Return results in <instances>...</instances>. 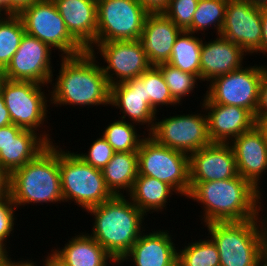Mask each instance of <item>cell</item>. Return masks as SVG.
I'll return each mask as SVG.
<instances>
[{
  "mask_svg": "<svg viewBox=\"0 0 267 266\" xmlns=\"http://www.w3.org/2000/svg\"><path fill=\"white\" fill-rule=\"evenodd\" d=\"M38 0H9V14H19L24 8Z\"/></svg>",
  "mask_w": 267,
  "mask_h": 266,
  "instance_id": "obj_41",
  "label": "cell"
},
{
  "mask_svg": "<svg viewBox=\"0 0 267 266\" xmlns=\"http://www.w3.org/2000/svg\"><path fill=\"white\" fill-rule=\"evenodd\" d=\"M25 27L18 14L0 16V67L6 69L20 46Z\"/></svg>",
  "mask_w": 267,
  "mask_h": 266,
  "instance_id": "obj_30",
  "label": "cell"
},
{
  "mask_svg": "<svg viewBox=\"0 0 267 266\" xmlns=\"http://www.w3.org/2000/svg\"><path fill=\"white\" fill-rule=\"evenodd\" d=\"M59 169L64 202L74 201L87 211L113 197L102 171L88 165L76 153L59 147Z\"/></svg>",
  "mask_w": 267,
  "mask_h": 266,
  "instance_id": "obj_6",
  "label": "cell"
},
{
  "mask_svg": "<svg viewBox=\"0 0 267 266\" xmlns=\"http://www.w3.org/2000/svg\"><path fill=\"white\" fill-rule=\"evenodd\" d=\"M10 197V174L0 166V202Z\"/></svg>",
  "mask_w": 267,
  "mask_h": 266,
  "instance_id": "obj_40",
  "label": "cell"
},
{
  "mask_svg": "<svg viewBox=\"0 0 267 266\" xmlns=\"http://www.w3.org/2000/svg\"><path fill=\"white\" fill-rule=\"evenodd\" d=\"M16 205L11 197L0 202V241L8 245L7 238H10L14 230Z\"/></svg>",
  "mask_w": 267,
  "mask_h": 266,
  "instance_id": "obj_37",
  "label": "cell"
},
{
  "mask_svg": "<svg viewBox=\"0 0 267 266\" xmlns=\"http://www.w3.org/2000/svg\"><path fill=\"white\" fill-rule=\"evenodd\" d=\"M0 266H8V261H6V262L0 264Z\"/></svg>",
  "mask_w": 267,
  "mask_h": 266,
  "instance_id": "obj_53",
  "label": "cell"
},
{
  "mask_svg": "<svg viewBox=\"0 0 267 266\" xmlns=\"http://www.w3.org/2000/svg\"><path fill=\"white\" fill-rule=\"evenodd\" d=\"M140 78L145 86V102H147L157 113V108L174 106L178 103L172 98L164 77L157 66H150ZM161 105V106H160ZM158 110V111H157Z\"/></svg>",
  "mask_w": 267,
  "mask_h": 266,
  "instance_id": "obj_33",
  "label": "cell"
},
{
  "mask_svg": "<svg viewBox=\"0 0 267 266\" xmlns=\"http://www.w3.org/2000/svg\"><path fill=\"white\" fill-rule=\"evenodd\" d=\"M12 124L9 111L5 105L3 96L0 93V127Z\"/></svg>",
  "mask_w": 267,
  "mask_h": 266,
  "instance_id": "obj_43",
  "label": "cell"
},
{
  "mask_svg": "<svg viewBox=\"0 0 267 266\" xmlns=\"http://www.w3.org/2000/svg\"><path fill=\"white\" fill-rule=\"evenodd\" d=\"M173 192L178 195L167 183L138 174L127 197L147 216L151 211L158 213L164 208L166 210V203L168 198L174 195Z\"/></svg>",
  "mask_w": 267,
  "mask_h": 266,
  "instance_id": "obj_26",
  "label": "cell"
},
{
  "mask_svg": "<svg viewBox=\"0 0 267 266\" xmlns=\"http://www.w3.org/2000/svg\"><path fill=\"white\" fill-rule=\"evenodd\" d=\"M149 14L163 13L171 0H137Z\"/></svg>",
  "mask_w": 267,
  "mask_h": 266,
  "instance_id": "obj_39",
  "label": "cell"
},
{
  "mask_svg": "<svg viewBox=\"0 0 267 266\" xmlns=\"http://www.w3.org/2000/svg\"><path fill=\"white\" fill-rule=\"evenodd\" d=\"M52 49L38 38L24 34L20 46L5 69V77L12 81H31L46 85L54 81Z\"/></svg>",
  "mask_w": 267,
  "mask_h": 266,
  "instance_id": "obj_14",
  "label": "cell"
},
{
  "mask_svg": "<svg viewBox=\"0 0 267 266\" xmlns=\"http://www.w3.org/2000/svg\"><path fill=\"white\" fill-rule=\"evenodd\" d=\"M157 67L160 69L164 77L172 98L179 105L182 104L181 102L183 101V97L189 96V94L193 92L194 88H198L196 87L198 86L197 83L199 81L197 76L183 72L168 63L159 64Z\"/></svg>",
  "mask_w": 267,
  "mask_h": 266,
  "instance_id": "obj_34",
  "label": "cell"
},
{
  "mask_svg": "<svg viewBox=\"0 0 267 266\" xmlns=\"http://www.w3.org/2000/svg\"><path fill=\"white\" fill-rule=\"evenodd\" d=\"M97 56L95 51L61 56L59 75L55 83H50L52 90H48L50 105L110 106L111 86Z\"/></svg>",
  "mask_w": 267,
  "mask_h": 266,
  "instance_id": "obj_2",
  "label": "cell"
},
{
  "mask_svg": "<svg viewBox=\"0 0 267 266\" xmlns=\"http://www.w3.org/2000/svg\"><path fill=\"white\" fill-rule=\"evenodd\" d=\"M263 229V236L265 239V242L267 243V215L265 217H259ZM263 218V219H262Z\"/></svg>",
  "mask_w": 267,
  "mask_h": 266,
  "instance_id": "obj_49",
  "label": "cell"
},
{
  "mask_svg": "<svg viewBox=\"0 0 267 266\" xmlns=\"http://www.w3.org/2000/svg\"><path fill=\"white\" fill-rule=\"evenodd\" d=\"M267 114V66L263 64L262 77L259 86L258 104L254 116Z\"/></svg>",
  "mask_w": 267,
  "mask_h": 266,
  "instance_id": "obj_38",
  "label": "cell"
},
{
  "mask_svg": "<svg viewBox=\"0 0 267 266\" xmlns=\"http://www.w3.org/2000/svg\"><path fill=\"white\" fill-rule=\"evenodd\" d=\"M6 245L0 241V264L8 261L11 257L8 255L9 251L6 249Z\"/></svg>",
  "mask_w": 267,
  "mask_h": 266,
  "instance_id": "obj_47",
  "label": "cell"
},
{
  "mask_svg": "<svg viewBox=\"0 0 267 266\" xmlns=\"http://www.w3.org/2000/svg\"><path fill=\"white\" fill-rule=\"evenodd\" d=\"M18 15L26 34L61 52L58 56H74L86 51L71 36L53 0H38Z\"/></svg>",
  "mask_w": 267,
  "mask_h": 266,
  "instance_id": "obj_8",
  "label": "cell"
},
{
  "mask_svg": "<svg viewBox=\"0 0 267 266\" xmlns=\"http://www.w3.org/2000/svg\"><path fill=\"white\" fill-rule=\"evenodd\" d=\"M258 266H267V254L259 261Z\"/></svg>",
  "mask_w": 267,
  "mask_h": 266,
  "instance_id": "obj_52",
  "label": "cell"
},
{
  "mask_svg": "<svg viewBox=\"0 0 267 266\" xmlns=\"http://www.w3.org/2000/svg\"><path fill=\"white\" fill-rule=\"evenodd\" d=\"M121 109L119 113L123 114L120 119L138 126L146 124L145 130L151 131L156 119V112L145 102V86L140 77L126 80L111 86L110 106Z\"/></svg>",
  "mask_w": 267,
  "mask_h": 266,
  "instance_id": "obj_21",
  "label": "cell"
},
{
  "mask_svg": "<svg viewBox=\"0 0 267 266\" xmlns=\"http://www.w3.org/2000/svg\"><path fill=\"white\" fill-rule=\"evenodd\" d=\"M45 258V261L42 263L43 266H65L52 253L48 252Z\"/></svg>",
  "mask_w": 267,
  "mask_h": 266,
  "instance_id": "obj_45",
  "label": "cell"
},
{
  "mask_svg": "<svg viewBox=\"0 0 267 266\" xmlns=\"http://www.w3.org/2000/svg\"><path fill=\"white\" fill-rule=\"evenodd\" d=\"M245 53L240 46L221 35L213 41H205L200 52L201 81L209 84L215 77L242 68L243 58L248 55Z\"/></svg>",
  "mask_w": 267,
  "mask_h": 266,
  "instance_id": "obj_24",
  "label": "cell"
},
{
  "mask_svg": "<svg viewBox=\"0 0 267 266\" xmlns=\"http://www.w3.org/2000/svg\"><path fill=\"white\" fill-rule=\"evenodd\" d=\"M65 266H113L117 261L88 233L75 234L65 246L51 250ZM109 262V264H108Z\"/></svg>",
  "mask_w": 267,
  "mask_h": 266,
  "instance_id": "obj_25",
  "label": "cell"
},
{
  "mask_svg": "<svg viewBox=\"0 0 267 266\" xmlns=\"http://www.w3.org/2000/svg\"><path fill=\"white\" fill-rule=\"evenodd\" d=\"M58 143L50 144L35 159L10 174V197L21 206L63 201Z\"/></svg>",
  "mask_w": 267,
  "mask_h": 266,
  "instance_id": "obj_4",
  "label": "cell"
},
{
  "mask_svg": "<svg viewBox=\"0 0 267 266\" xmlns=\"http://www.w3.org/2000/svg\"><path fill=\"white\" fill-rule=\"evenodd\" d=\"M194 113L165 116L162 120L156 116L148 135L157 143L188 155L209 146L212 142L207 131L206 115Z\"/></svg>",
  "mask_w": 267,
  "mask_h": 266,
  "instance_id": "obj_12",
  "label": "cell"
},
{
  "mask_svg": "<svg viewBox=\"0 0 267 266\" xmlns=\"http://www.w3.org/2000/svg\"><path fill=\"white\" fill-rule=\"evenodd\" d=\"M207 118V131L212 143H230L255 125L254 116L247 110L234 105L200 103Z\"/></svg>",
  "mask_w": 267,
  "mask_h": 266,
  "instance_id": "obj_18",
  "label": "cell"
},
{
  "mask_svg": "<svg viewBox=\"0 0 267 266\" xmlns=\"http://www.w3.org/2000/svg\"><path fill=\"white\" fill-rule=\"evenodd\" d=\"M44 86L31 81H4L0 93L12 124L36 133L41 126L45 127L43 124L48 120L47 107L50 105L47 103L50 104V99L47 100L49 97L42 89Z\"/></svg>",
  "mask_w": 267,
  "mask_h": 266,
  "instance_id": "obj_10",
  "label": "cell"
},
{
  "mask_svg": "<svg viewBox=\"0 0 267 266\" xmlns=\"http://www.w3.org/2000/svg\"><path fill=\"white\" fill-rule=\"evenodd\" d=\"M0 12L9 14V0H0Z\"/></svg>",
  "mask_w": 267,
  "mask_h": 266,
  "instance_id": "obj_48",
  "label": "cell"
},
{
  "mask_svg": "<svg viewBox=\"0 0 267 266\" xmlns=\"http://www.w3.org/2000/svg\"><path fill=\"white\" fill-rule=\"evenodd\" d=\"M168 230L144 232L132 245L130 251L118 262H134V266H177L178 247Z\"/></svg>",
  "mask_w": 267,
  "mask_h": 266,
  "instance_id": "obj_19",
  "label": "cell"
},
{
  "mask_svg": "<svg viewBox=\"0 0 267 266\" xmlns=\"http://www.w3.org/2000/svg\"><path fill=\"white\" fill-rule=\"evenodd\" d=\"M182 31L163 13L147 15L139 40L151 66L168 63L175 40Z\"/></svg>",
  "mask_w": 267,
  "mask_h": 266,
  "instance_id": "obj_22",
  "label": "cell"
},
{
  "mask_svg": "<svg viewBox=\"0 0 267 266\" xmlns=\"http://www.w3.org/2000/svg\"><path fill=\"white\" fill-rule=\"evenodd\" d=\"M262 41H261V49L258 53L267 54V7L262 8ZM266 53V54H265Z\"/></svg>",
  "mask_w": 267,
  "mask_h": 266,
  "instance_id": "obj_42",
  "label": "cell"
},
{
  "mask_svg": "<svg viewBox=\"0 0 267 266\" xmlns=\"http://www.w3.org/2000/svg\"><path fill=\"white\" fill-rule=\"evenodd\" d=\"M94 50L107 63L104 66L101 63V67L110 86L140 77L151 66L140 40L95 43L91 48Z\"/></svg>",
  "mask_w": 267,
  "mask_h": 266,
  "instance_id": "obj_13",
  "label": "cell"
},
{
  "mask_svg": "<svg viewBox=\"0 0 267 266\" xmlns=\"http://www.w3.org/2000/svg\"><path fill=\"white\" fill-rule=\"evenodd\" d=\"M199 0H171L163 14L185 31L191 24Z\"/></svg>",
  "mask_w": 267,
  "mask_h": 266,
  "instance_id": "obj_35",
  "label": "cell"
},
{
  "mask_svg": "<svg viewBox=\"0 0 267 266\" xmlns=\"http://www.w3.org/2000/svg\"><path fill=\"white\" fill-rule=\"evenodd\" d=\"M5 80H6V77H5V69H3L2 67H0V91H1L2 85H3V83H4Z\"/></svg>",
  "mask_w": 267,
  "mask_h": 266,
  "instance_id": "obj_51",
  "label": "cell"
},
{
  "mask_svg": "<svg viewBox=\"0 0 267 266\" xmlns=\"http://www.w3.org/2000/svg\"><path fill=\"white\" fill-rule=\"evenodd\" d=\"M261 192L239 174L234 178L209 182H190L187 199L203 204L200 218L211 222L246 221L261 216ZM204 216V217H203Z\"/></svg>",
  "mask_w": 267,
  "mask_h": 266,
  "instance_id": "obj_1",
  "label": "cell"
},
{
  "mask_svg": "<svg viewBox=\"0 0 267 266\" xmlns=\"http://www.w3.org/2000/svg\"><path fill=\"white\" fill-rule=\"evenodd\" d=\"M101 171L105 184L113 196H124L125 192L127 195L138 175V154L115 152Z\"/></svg>",
  "mask_w": 267,
  "mask_h": 266,
  "instance_id": "obj_27",
  "label": "cell"
},
{
  "mask_svg": "<svg viewBox=\"0 0 267 266\" xmlns=\"http://www.w3.org/2000/svg\"><path fill=\"white\" fill-rule=\"evenodd\" d=\"M148 14L137 0H97L95 43L139 40Z\"/></svg>",
  "mask_w": 267,
  "mask_h": 266,
  "instance_id": "obj_9",
  "label": "cell"
},
{
  "mask_svg": "<svg viewBox=\"0 0 267 266\" xmlns=\"http://www.w3.org/2000/svg\"><path fill=\"white\" fill-rule=\"evenodd\" d=\"M255 127L262 134L264 139L267 141V114L262 116H254Z\"/></svg>",
  "mask_w": 267,
  "mask_h": 266,
  "instance_id": "obj_44",
  "label": "cell"
},
{
  "mask_svg": "<svg viewBox=\"0 0 267 266\" xmlns=\"http://www.w3.org/2000/svg\"><path fill=\"white\" fill-rule=\"evenodd\" d=\"M136 125L118 118L106 126L102 136L112 146L114 152H137L146 136L137 133Z\"/></svg>",
  "mask_w": 267,
  "mask_h": 266,
  "instance_id": "obj_31",
  "label": "cell"
},
{
  "mask_svg": "<svg viewBox=\"0 0 267 266\" xmlns=\"http://www.w3.org/2000/svg\"><path fill=\"white\" fill-rule=\"evenodd\" d=\"M52 143L46 131L39 134L14 124L0 127V166L11 174L35 159Z\"/></svg>",
  "mask_w": 267,
  "mask_h": 266,
  "instance_id": "obj_16",
  "label": "cell"
},
{
  "mask_svg": "<svg viewBox=\"0 0 267 266\" xmlns=\"http://www.w3.org/2000/svg\"><path fill=\"white\" fill-rule=\"evenodd\" d=\"M126 197V198H125ZM127 196H113L87 210L94 216L93 237L117 263L130 251L146 228V216ZM143 224V225H142ZM142 230V231H141Z\"/></svg>",
  "mask_w": 267,
  "mask_h": 266,
  "instance_id": "obj_3",
  "label": "cell"
},
{
  "mask_svg": "<svg viewBox=\"0 0 267 266\" xmlns=\"http://www.w3.org/2000/svg\"><path fill=\"white\" fill-rule=\"evenodd\" d=\"M262 8L247 0H228L220 35L246 54L258 53L262 41Z\"/></svg>",
  "mask_w": 267,
  "mask_h": 266,
  "instance_id": "obj_15",
  "label": "cell"
},
{
  "mask_svg": "<svg viewBox=\"0 0 267 266\" xmlns=\"http://www.w3.org/2000/svg\"><path fill=\"white\" fill-rule=\"evenodd\" d=\"M190 182H209L238 175L235 154L229 143H211L189 155Z\"/></svg>",
  "mask_w": 267,
  "mask_h": 266,
  "instance_id": "obj_17",
  "label": "cell"
},
{
  "mask_svg": "<svg viewBox=\"0 0 267 266\" xmlns=\"http://www.w3.org/2000/svg\"><path fill=\"white\" fill-rule=\"evenodd\" d=\"M71 36L86 50L95 45L97 0H53Z\"/></svg>",
  "mask_w": 267,
  "mask_h": 266,
  "instance_id": "obj_23",
  "label": "cell"
},
{
  "mask_svg": "<svg viewBox=\"0 0 267 266\" xmlns=\"http://www.w3.org/2000/svg\"><path fill=\"white\" fill-rule=\"evenodd\" d=\"M138 174L170 185L176 193L187 197L190 191L189 155L144 137L137 151Z\"/></svg>",
  "mask_w": 267,
  "mask_h": 266,
  "instance_id": "obj_7",
  "label": "cell"
},
{
  "mask_svg": "<svg viewBox=\"0 0 267 266\" xmlns=\"http://www.w3.org/2000/svg\"><path fill=\"white\" fill-rule=\"evenodd\" d=\"M263 65L245 66L210 81L201 103L234 105L255 114Z\"/></svg>",
  "mask_w": 267,
  "mask_h": 266,
  "instance_id": "obj_11",
  "label": "cell"
},
{
  "mask_svg": "<svg viewBox=\"0 0 267 266\" xmlns=\"http://www.w3.org/2000/svg\"><path fill=\"white\" fill-rule=\"evenodd\" d=\"M195 33L182 31L176 38L168 64L197 76L201 82L200 52L204 42ZM198 37V38H197Z\"/></svg>",
  "mask_w": 267,
  "mask_h": 266,
  "instance_id": "obj_28",
  "label": "cell"
},
{
  "mask_svg": "<svg viewBox=\"0 0 267 266\" xmlns=\"http://www.w3.org/2000/svg\"><path fill=\"white\" fill-rule=\"evenodd\" d=\"M187 245L178 250L177 266H220L217 246L209 235Z\"/></svg>",
  "mask_w": 267,
  "mask_h": 266,
  "instance_id": "obj_32",
  "label": "cell"
},
{
  "mask_svg": "<svg viewBox=\"0 0 267 266\" xmlns=\"http://www.w3.org/2000/svg\"><path fill=\"white\" fill-rule=\"evenodd\" d=\"M12 258H10L9 260H8V266H38L36 263L37 262H35L34 263V261H32V260H30L29 261V259H27V260H23V259H21L20 261H15V260H11Z\"/></svg>",
  "mask_w": 267,
  "mask_h": 266,
  "instance_id": "obj_46",
  "label": "cell"
},
{
  "mask_svg": "<svg viewBox=\"0 0 267 266\" xmlns=\"http://www.w3.org/2000/svg\"><path fill=\"white\" fill-rule=\"evenodd\" d=\"M234 151L237 172L257 190L260 180L267 170V141L254 126L229 143Z\"/></svg>",
  "mask_w": 267,
  "mask_h": 266,
  "instance_id": "obj_20",
  "label": "cell"
},
{
  "mask_svg": "<svg viewBox=\"0 0 267 266\" xmlns=\"http://www.w3.org/2000/svg\"><path fill=\"white\" fill-rule=\"evenodd\" d=\"M247 1L261 8L267 7V0H247Z\"/></svg>",
  "mask_w": 267,
  "mask_h": 266,
  "instance_id": "obj_50",
  "label": "cell"
},
{
  "mask_svg": "<svg viewBox=\"0 0 267 266\" xmlns=\"http://www.w3.org/2000/svg\"><path fill=\"white\" fill-rule=\"evenodd\" d=\"M217 246L220 266H258L266 255V242L259 216L246 221L205 224Z\"/></svg>",
  "mask_w": 267,
  "mask_h": 266,
  "instance_id": "obj_5",
  "label": "cell"
},
{
  "mask_svg": "<svg viewBox=\"0 0 267 266\" xmlns=\"http://www.w3.org/2000/svg\"><path fill=\"white\" fill-rule=\"evenodd\" d=\"M227 2L228 0H199L192 24L185 31L196 34L198 31L205 33L212 27L216 30V35H220L225 21Z\"/></svg>",
  "mask_w": 267,
  "mask_h": 266,
  "instance_id": "obj_29",
  "label": "cell"
},
{
  "mask_svg": "<svg viewBox=\"0 0 267 266\" xmlns=\"http://www.w3.org/2000/svg\"><path fill=\"white\" fill-rule=\"evenodd\" d=\"M75 153L88 165L102 170L111 160L115 152L112 146L101 135L91 143L87 153Z\"/></svg>",
  "mask_w": 267,
  "mask_h": 266,
  "instance_id": "obj_36",
  "label": "cell"
}]
</instances>
